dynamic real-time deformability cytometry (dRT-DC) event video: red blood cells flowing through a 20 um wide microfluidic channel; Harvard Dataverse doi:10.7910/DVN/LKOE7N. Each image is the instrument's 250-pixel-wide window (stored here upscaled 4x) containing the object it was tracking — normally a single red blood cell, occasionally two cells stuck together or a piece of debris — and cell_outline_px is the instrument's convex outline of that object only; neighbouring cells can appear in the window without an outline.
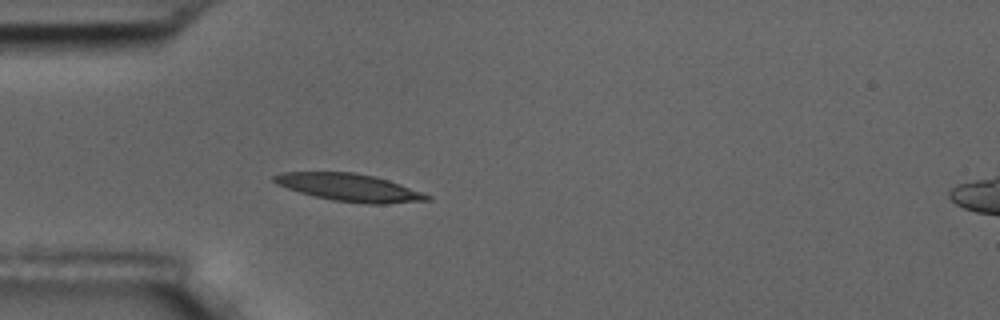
{"species": "common noctule bat (a hibernating species)", "species_latin": "Nyctalus noctula", "temperature_condition": "room temperature", "stored_images_in_passage": 4, "camera_frame_rate_fps": 3000, "um_per_image_px": 0.085, "animal": {"sex": "male", "body_mass_g": 17.5, "forearm_length_mm": 52.3}, "frame": {"image": 1, "passage_image": 4, "time_ms": 3.333, "image_size_px": [1000, 320], "cell_outline_px": [[432, 200], [384, 204], [368, 204], [332, 200], [300, 192], [276, 184], [272, 180], [272, 176], [284, 172], [352, 172], [376, 176], [400, 184], [432, 196]], "centroid_in_image_um": [29.72, 15.94], "position_along_channel_um": 55.3, "area_um2": 24.45}}